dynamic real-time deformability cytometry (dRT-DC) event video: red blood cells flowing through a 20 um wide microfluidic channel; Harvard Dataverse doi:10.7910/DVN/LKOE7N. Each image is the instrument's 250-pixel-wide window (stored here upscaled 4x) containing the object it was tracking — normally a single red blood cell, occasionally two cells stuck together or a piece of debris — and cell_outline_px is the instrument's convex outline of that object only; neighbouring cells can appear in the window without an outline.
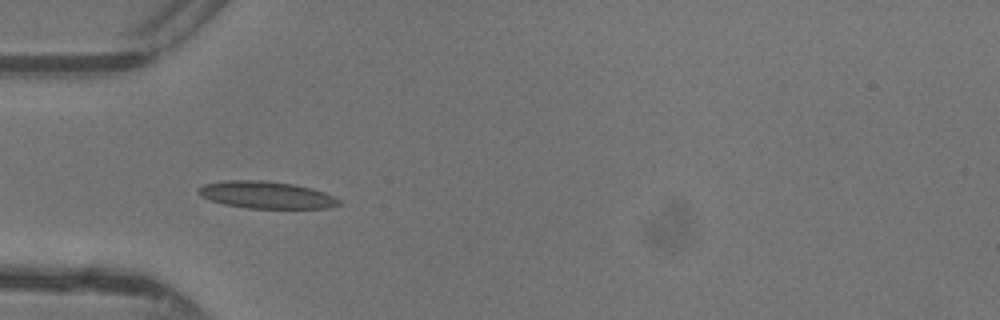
{"species": "common noctule bat (a hibernating species)", "species_latin": "Nyctalus noctula", "temperature_condition": "warm", "stored_images_in_passage": 34, "camera_frame_rate_fps": 3000, "um_per_image_px": 0.085, "animal": {"sex": "female"}, "frame": {"image": 1, "passage_image": 8, "time_ms": 2.333, "image_size_px": [1000, 320], "cell_outline_px": [[344, 204], [328, 208], [248, 208], [224, 204], [208, 200], [200, 196], [196, 192], [204, 184], [224, 180], [260, 180], [292, 184], [312, 188], [324, 192], [340, 200]], "centroid_in_image_um": [22.63, 16.57], "position_along_channel_um": 62.4, "area_um2": 22.25}}
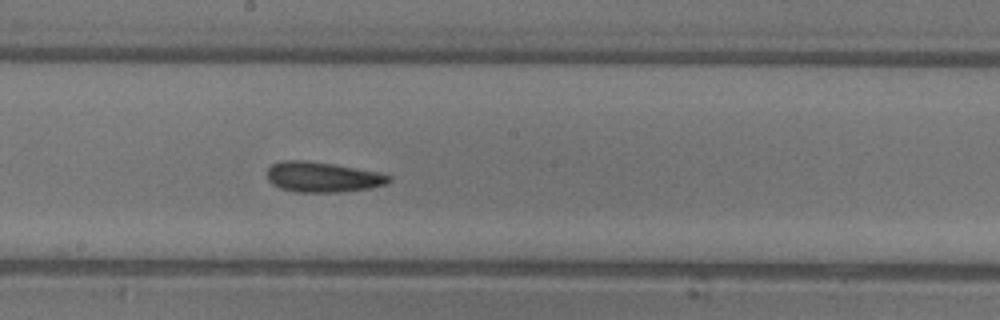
{"frame": {"image": 2, "passage_image": 19, "time_ms": 6.0, "image_size_px": [1000, 320], "cell_outline_px": [[392, 180], [388, 184], [372, 188], [340, 192], [296, 192], [280, 188], [272, 184], [268, 180], [268, 168], [272, 164], [280, 160], [304, 160], [332, 164], [380, 172], [392, 176]], "centroid_in_image_um": [27.45, 15.05], "position_along_channel_um": 220.7, "area_um2": 21.68}}
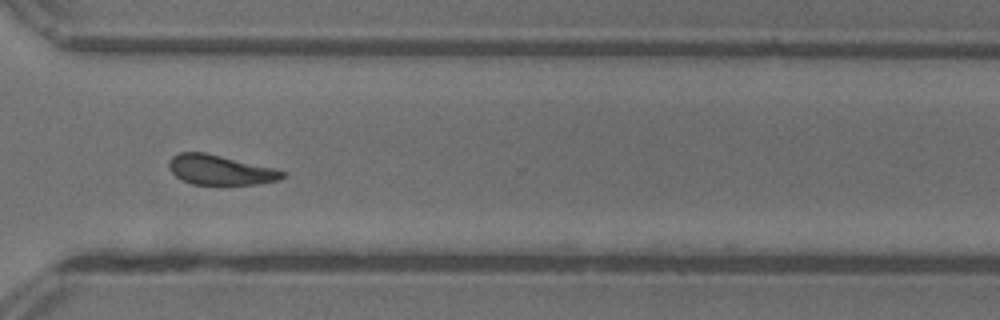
{"frame": {"image": 3, "passage_image": 28, "time_ms": 9.0, "image_size_px": [1000, 320], "cell_outline_px": [[284, 176], [280, 180], [256, 184], [220, 188], [192, 184], [176, 176], [168, 168], [168, 160], [172, 156], [180, 152], [204, 152], [272, 168], [284, 172]], "centroid_in_image_um": [18.67, 14.5], "position_along_channel_um": 351.9, "area_um2": 20.29}}